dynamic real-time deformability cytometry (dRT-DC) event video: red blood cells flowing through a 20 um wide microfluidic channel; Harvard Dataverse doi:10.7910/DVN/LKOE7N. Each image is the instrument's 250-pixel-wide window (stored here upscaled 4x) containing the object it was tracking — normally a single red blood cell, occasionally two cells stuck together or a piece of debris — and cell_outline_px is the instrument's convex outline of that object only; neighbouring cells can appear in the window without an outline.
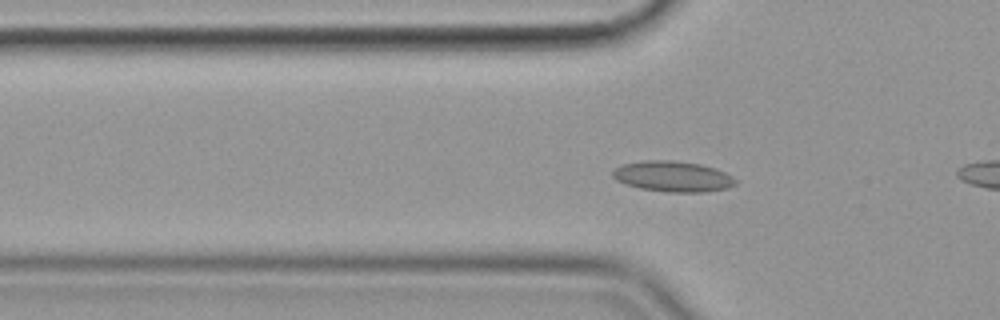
{"species": "common noctule bat (a hibernating species)", "species_latin": "Nyctalus noctula", "temperature_condition": "cold", "stored_images_in_passage": 49, "camera_frame_rate_fps": 3000, "um_per_image_px": 0.085, "animal": {"sex": "female", "body_mass_g": 19.9}, "frame": {"image": 1, "passage_image": 10, "time_ms": 3.0, "image_size_px": [1000, 320], "cell_outline_px": [[736, 184], [728, 188], [704, 192], [668, 192], [640, 188], [616, 180], [612, 176], [612, 172], [616, 168], [624, 164], [644, 160], [672, 160], [700, 164], [716, 168], [732, 176], [736, 180]], "centroid_in_image_um": [57.21, 14.99], "position_along_channel_um": 68.6, "area_um2": 21.85}}
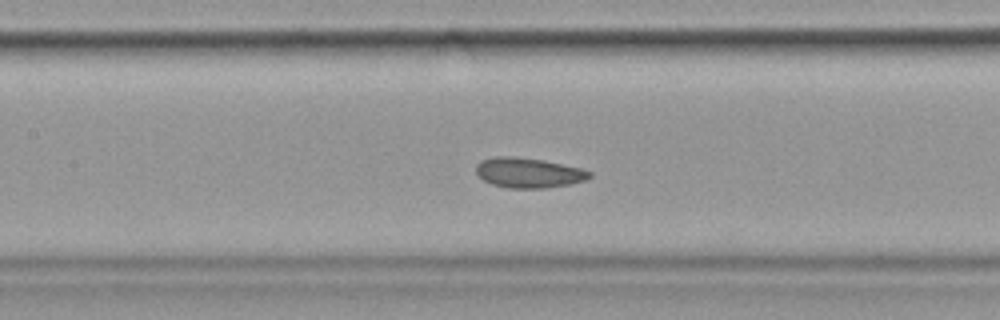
{"frame": {"image": 2, "passage_image": 18, "time_ms": 5.667, "image_size_px": [1000, 320], "cell_outline_px": [[592, 176], [588, 180], [548, 188], [508, 188], [492, 184], [484, 180], [476, 172], [476, 164], [480, 160], [496, 156], [508, 156], [544, 160], [580, 168], [592, 172]], "centroid_in_image_um": [44.93, 14.68], "position_along_channel_um": 162.5, "area_um2": 19.88}}
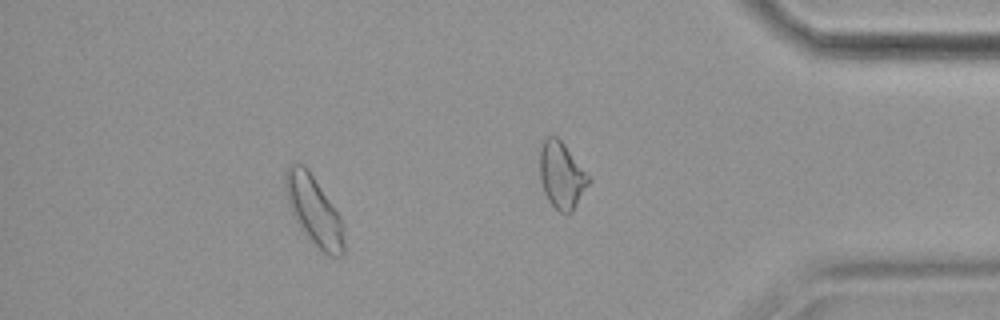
{"frame": {"image": 3, "passage_image": 43, "time_ms": 14.0, "image_size_px": [1000, 320], "cell_outline_px": [[344, 252], [340, 256], [328, 256], [300, 228], [292, 216], [284, 192], [284, 172], [292, 164], [304, 164], [308, 168], [340, 216], [344, 224]], "centroid_in_image_um": [26.67, 17.87], "position_along_channel_um": 408.5, "area_um2": 23.64}, "authors_computed_cell_mechanics": {"area_um2": 20.4612, "velocity_mm_per_s": 3.5389, "shape_relaxation_time_tau1_ms": 7.0848, "shape_relaxation_time_tau2_ms": 2.3124, "deformation_change_tau1": 0.1029, "deformation_change_tau2": 0.0605}}